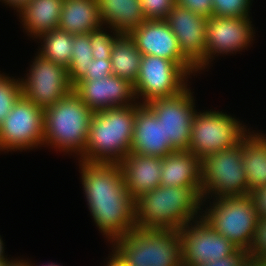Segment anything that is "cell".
<instances>
[{
    "label": "cell",
    "instance_id": "1",
    "mask_svg": "<svg viewBox=\"0 0 266 266\" xmlns=\"http://www.w3.org/2000/svg\"><path fill=\"white\" fill-rule=\"evenodd\" d=\"M81 182L97 228L110 243L136 228L135 200L129 194L119 163L80 160Z\"/></svg>",
    "mask_w": 266,
    "mask_h": 266
},
{
    "label": "cell",
    "instance_id": "2",
    "mask_svg": "<svg viewBox=\"0 0 266 266\" xmlns=\"http://www.w3.org/2000/svg\"><path fill=\"white\" fill-rule=\"evenodd\" d=\"M201 205L202 199L188 186L156 187L135 200L136 228L180 230L201 217Z\"/></svg>",
    "mask_w": 266,
    "mask_h": 266
},
{
    "label": "cell",
    "instance_id": "3",
    "mask_svg": "<svg viewBox=\"0 0 266 266\" xmlns=\"http://www.w3.org/2000/svg\"><path fill=\"white\" fill-rule=\"evenodd\" d=\"M138 102L94 112L84 155L85 162L119 163L131 150Z\"/></svg>",
    "mask_w": 266,
    "mask_h": 266
},
{
    "label": "cell",
    "instance_id": "4",
    "mask_svg": "<svg viewBox=\"0 0 266 266\" xmlns=\"http://www.w3.org/2000/svg\"><path fill=\"white\" fill-rule=\"evenodd\" d=\"M94 112L71 91L54 105L44 109L43 145L70 152L81 158L86 148ZM58 149V150H57Z\"/></svg>",
    "mask_w": 266,
    "mask_h": 266
},
{
    "label": "cell",
    "instance_id": "5",
    "mask_svg": "<svg viewBox=\"0 0 266 266\" xmlns=\"http://www.w3.org/2000/svg\"><path fill=\"white\" fill-rule=\"evenodd\" d=\"M111 243L127 266H182L177 229L135 228Z\"/></svg>",
    "mask_w": 266,
    "mask_h": 266
},
{
    "label": "cell",
    "instance_id": "6",
    "mask_svg": "<svg viewBox=\"0 0 266 266\" xmlns=\"http://www.w3.org/2000/svg\"><path fill=\"white\" fill-rule=\"evenodd\" d=\"M201 217L238 249L247 252L258 219L250 194L213 198Z\"/></svg>",
    "mask_w": 266,
    "mask_h": 266
},
{
    "label": "cell",
    "instance_id": "7",
    "mask_svg": "<svg viewBox=\"0 0 266 266\" xmlns=\"http://www.w3.org/2000/svg\"><path fill=\"white\" fill-rule=\"evenodd\" d=\"M201 194L203 206L212 197L249 194L242 164V141L231 149L206 155L201 160Z\"/></svg>",
    "mask_w": 266,
    "mask_h": 266
},
{
    "label": "cell",
    "instance_id": "8",
    "mask_svg": "<svg viewBox=\"0 0 266 266\" xmlns=\"http://www.w3.org/2000/svg\"><path fill=\"white\" fill-rule=\"evenodd\" d=\"M249 131L240 121L222 111H196L188 150L202 160L206 155L240 144Z\"/></svg>",
    "mask_w": 266,
    "mask_h": 266
},
{
    "label": "cell",
    "instance_id": "9",
    "mask_svg": "<svg viewBox=\"0 0 266 266\" xmlns=\"http://www.w3.org/2000/svg\"><path fill=\"white\" fill-rule=\"evenodd\" d=\"M191 77L179 64L152 55H142L139 74L134 83L136 99L147 104L157 98H170L181 94ZM142 102V103H141Z\"/></svg>",
    "mask_w": 266,
    "mask_h": 266
},
{
    "label": "cell",
    "instance_id": "10",
    "mask_svg": "<svg viewBox=\"0 0 266 266\" xmlns=\"http://www.w3.org/2000/svg\"><path fill=\"white\" fill-rule=\"evenodd\" d=\"M44 109L21 95L0 126V151L43 146Z\"/></svg>",
    "mask_w": 266,
    "mask_h": 266
},
{
    "label": "cell",
    "instance_id": "11",
    "mask_svg": "<svg viewBox=\"0 0 266 266\" xmlns=\"http://www.w3.org/2000/svg\"><path fill=\"white\" fill-rule=\"evenodd\" d=\"M26 79L21 78L22 95L42 109H47L67 96L73 86L67 68L37 53Z\"/></svg>",
    "mask_w": 266,
    "mask_h": 266
},
{
    "label": "cell",
    "instance_id": "12",
    "mask_svg": "<svg viewBox=\"0 0 266 266\" xmlns=\"http://www.w3.org/2000/svg\"><path fill=\"white\" fill-rule=\"evenodd\" d=\"M182 266L215 262L238 248L216 232L202 217L184 224L180 230Z\"/></svg>",
    "mask_w": 266,
    "mask_h": 266
},
{
    "label": "cell",
    "instance_id": "13",
    "mask_svg": "<svg viewBox=\"0 0 266 266\" xmlns=\"http://www.w3.org/2000/svg\"><path fill=\"white\" fill-rule=\"evenodd\" d=\"M163 125L165 141L178 150H188L195 110L193 92L188 87L170 98H157L146 104Z\"/></svg>",
    "mask_w": 266,
    "mask_h": 266
},
{
    "label": "cell",
    "instance_id": "14",
    "mask_svg": "<svg viewBox=\"0 0 266 266\" xmlns=\"http://www.w3.org/2000/svg\"><path fill=\"white\" fill-rule=\"evenodd\" d=\"M250 17H216L207 19L205 69L220 54L231 55L252 44L255 29ZM254 29V30H253ZM211 61V62H210ZM207 66V67H206Z\"/></svg>",
    "mask_w": 266,
    "mask_h": 266
},
{
    "label": "cell",
    "instance_id": "15",
    "mask_svg": "<svg viewBox=\"0 0 266 266\" xmlns=\"http://www.w3.org/2000/svg\"><path fill=\"white\" fill-rule=\"evenodd\" d=\"M129 36L142 55H152L179 64L189 75L197 68L183 55L178 41L166 20H145L133 29Z\"/></svg>",
    "mask_w": 266,
    "mask_h": 266
},
{
    "label": "cell",
    "instance_id": "16",
    "mask_svg": "<svg viewBox=\"0 0 266 266\" xmlns=\"http://www.w3.org/2000/svg\"><path fill=\"white\" fill-rule=\"evenodd\" d=\"M166 21L183 55L197 68L205 69L207 19L175 3Z\"/></svg>",
    "mask_w": 266,
    "mask_h": 266
},
{
    "label": "cell",
    "instance_id": "17",
    "mask_svg": "<svg viewBox=\"0 0 266 266\" xmlns=\"http://www.w3.org/2000/svg\"><path fill=\"white\" fill-rule=\"evenodd\" d=\"M72 91L93 112L138 103L134 84L113 74L101 80L78 81L73 85Z\"/></svg>",
    "mask_w": 266,
    "mask_h": 266
},
{
    "label": "cell",
    "instance_id": "18",
    "mask_svg": "<svg viewBox=\"0 0 266 266\" xmlns=\"http://www.w3.org/2000/svg\"><path fill=\"white\" fill-rule=\"evenodd\" d=\"M174 151L170 141H165L162 123L146 104H141L136 109L130 152L163 158Z\"/></svg>",
    "mask_w": 266,
    "mask_h": 266
},
{
    "label": "cell",
    "instance_id": "19",
    "mask_svg": "<svg viewBox=\"0 0 266 266\" xmlns=\"http://www.w3.org/2000/svg\"><path fill=\"white\" fill-rule=\"evenodd\" d=\"M119 164L125 186L134 200L160 186L163 158L129 152Z\"/></svg>",
    "mask_w": 266,
    "mask_h": 266
},
{
    "label": "cell",
    "instance_id": "20",
    "mask_svg": "<svg viewBox=\"0 0 266 266\" xmlns=\"http://www.w3.org/2000/svg\"><path fill=\"white\" fill-rule=\"evenodd\" d=\"M160 186L190 187L201 199V159L189 150H178L163 157Z\"/></svg>",
    "mask_w": 266,
    "mask_h": 266
},
{
    "label": "cell",
    "instance_id": "21",
    "mask_svg": "<svg viewBox=\"0 0 266 266\" xmlns=\"http://www.w3.org/2000/svg\"><path fill=\"white\" fill-rule=\"evenodd\" d=\"M103 25L119 34H129L145 20L140 0H97ZM109 26V27H108Z\"/></svg>",
    "mask_w": 266,
    "mask_h": 266
},
{
    "label": "cell",
    "instance_id": "22",
    "mask_svg": "<svg viewBox=\"0 0 266 266\" xmlns=\"http://www.w3.org/2000/svg\"><path fill=\"white\" fill-rule=\"evenodd\" d=\"M63 0H30L18 13L28 36L35 39L58 29Z\"/></svg>",
    "mask_w": 266,
    "mask_h": 266
},
{
    "label": "cell",
    "instance_id": "23",
    "mask_svg": "<svg viewBox=\"0 0 266 266\" xmlns=\"http://www.w3.org/2000/svg\"><path fill=\"white\" fill-rule=\"evenodd\" d=\"M103 26L97 0H63L58 28L72 35L87 34Z\"/></svg>",
    "mask_w": 266,
    "mask_h": 266
},
{
    "label": "cell",
    "instance_id": "24",
    "mask_svg": "<svg viewBox=\"0 0 266 266\" xmlns=\"http://www.w3.org/2000/svg\"><path fill=\"white\" fill-rule=\"evenodd\" d=\"M242 164L249 194L266 185V134L249 131L243 138Z\"/></svg>",
    "mask_w": 266,
    "mask_h": 266
},
{
    "label": "cell",
    "instance_id": "25",
    "mask_svg": "<svg viewBox=\"0 0 266 266\" xmlns=\"http://www.w3.org/2000/svg\"><path fill=\"white\" fill-rule=\"evenodd\" d=\"M142 54L129 34H119L111 50L112 74L135 83L139 74Z\"/></svg>",
    "mask_w": 266,
    "mask_h": 266
},
{
    "label": "cell",
    "instance_id": "26",
    "mask_svg": "<svg viewBox=\"0 0 266 266\" xmlns=\"http://www.w3.org/2000/svg\"><path fill=\"white\" fill-rule=\"evenodd\" d=\"M38 38L40 42L42 39L41 44L43 43L42 48L39 47L38 54L66 68L69 66L74 35L58 28L42 34Z\"/></svg>",
    "mask_w": 266,
    "mask_h": 266
},
{
    "label": "cell",
    "instance_id": "27",
    "mask_svg": "<svg viewBox=\"0 0 266 266\" xmlns=\"http://www.w3.org/2000/svg\"><path fill=\"white\" fill-rule=\"evenodd\" d=\"M92 60L89 33L74 35L71 61L67 67L68 80L72 86L85 75Z\"/></svg>",
    "mask_w": 266,
    "mask_h": 266
},
{
    "label": "cell",
    "instance_id": "28",
    "mask_svg": "<svg viewBox=\"0 0 266 266\" xmlns=\"http://www.w3.org/2000/svg\"><path fill=\"white\" fill-rule=\"evenodd\" d=\"M21 95L20 78L14 79L0 73V126Z\"/></svg>",
    "mask_w": 266,
    "mask_h": 266
},
{
    "label": "cell",
    "instance_id": "29",
    "mask_svg": "<svg viewBox=\"0 0 266 266\" xmlns=\"http://www.w3.org/2000/svg\"><path fill=\"white\" fill-rule=\"evenodd\" d=\"M89 35L93 59L110 60L114 40L119 35V33L113 31V35L108 34L106 31L104 32V28L102 26L96 30L91 31Z\"/></svg>",
    "mask_w": 266,
    "mask_h": 266
},
{
    "label": "cell",
    "instance_id": "30",
    "mask_svg": "<svg viewBox=\"0 0 266 266\" xmlns=\"http://www.w3.org/2000/svg\"><path fill=\"white\" fill-rule=\"evenodd\" d=\"M253 0H213L212 16L216 17H250Z\"/></svg>",
    "mask_w": 266,
    "mask_h": 266
},
{
    "label": "cell",
    "instance_id": "31",
    "mask_svg": "<svg viewBox=\"0 0 266 266\" xmlns=\"http://www.w3.org/2000/svg\"><path fill=\"white\" fill-rule=\"evenodd\" d=\"M146 20H166L175 0H140Z\"/></svg>",
    "mask_w": 266,
    "mask_h": 266
},
{
    "label": "cell",
    "instance_id": "32",
    "mask_svg": "<svg viewBox=\"0 0 266 266\" xmlns=\"http://www.w3.org/2000/svg\"><path fill=\"white\" fill-rule=\"evenodd\" d=\"M247 254L252 257L266 258V217H258Z\"/></svg>",
    "mask_w": 266,
    "mask_h": 266
},
{
    "label": "cell",
    "instance_id": "33",
    "mask_svg": "<svg viewBox=\"0 0 266 266\" xmlns=\"http://www.w3.org/2000/svg\"><path fill=\"white\" fill-rule=\"evenodd\" d=\"M112 75L110 60L93 59L87 68L85 75L79 80H101V78Z\"/></svg>",
    "mask_w": 266,
    "mask_h": 266
},
{
    "label": "cell",
    "instance_id": "34",
    "mask_svg": "<svg viewBox=\"0 0 266 266\" xmlns=\"http://www.w3.org/2000/svg\"><path fill=\"white\" fill-rule=\"evenodd\" d=\"M175 2L206 19L212 16L213 0H175Z\"/></svg>",
    "mask_w": 266,
    "mask_h": 266
},
{
    "label": "cell",
    "instance_id": "35",
    "mask_svg": "<svg viewBox=\"0 0 266 266\" xmlns=\"http://www.w3.org/2000/svg\"><path fill=\"white\" fill-rule=\"evenodd\" d=\"M247 255V252L237 249L232 255L224 257L215 262H206L196 266H239L242 259Z\"/></svg>",
    "mask_w": 266,
    "mask_h": 266
},
{
    "label": "cell",
    "instance_id": "36",
    "mask_svg": "<svg viewBox=\"0 0 266 266\" xmlns=\"http://www.w3.org/2000/svg\"><path fill=\"white\" fill-rule=\"evenodd\" d=\"M258 217H266V185L250 193Z\"/></svg>",
    "mask_w": 266,
    "mask_h": 266
},
{
    "label": "cell",
    "instance_id": "37",
    "mask_svg": "<svg viewBox=\"0 0 266 266\" xmlns=\"http://www.w3.org/2000/svg\"><path fill=\"white\" fill-rule=\"evenodd\" d=\"M107 260L108 261L105 266H127L125 262L122 260V258L113 249L111 255L108 256Z\"/></svg>",
    "mask_w": 266,
    "mask_h": 266
},
{
    "label": "cell",
    "instance_id": "38",
    "mask_svg": "<svg viewBox=\"0 0 266 266\" xmlns=\"http://www.w3.org/2000/svg\"><path fill=\"white\" fill-rule=\"evenodd\" d=\"M9 7H12L14 10L19 12L30 0H0Z\"/></svg>",
    "mask_w": 266,
    "mask_h": 266
},
{
    "label": "cell",
    "instance_id": "39",
    "mask_svg": "<svg viewBox=\"0 0 266 266\" xmlns=\"http://www.w3.org/2000/svg\"><path fill=\"white\" fill-rule=\"evenodd\" d=\"M5 266H31L30 262H27V260L22 259H14L9 260Z\"/></svg>",
    "mask_w": 266,
    "mask_h": 266
},
{
    "label": "cell",
    "instance_id": "40",
    "mask_svg": "<svg viewBox=\"0 0 266 266\" xmlns=\"http://www.w3.org/2000/svg\"><path fill=\"white\" fill-rule=\"evenodd\" d=\"M9 258L4 255V242L0 236V260H8Z\"/></svg>",
    "mask_w": 266,
    "mask_h": 266
},
{
    "label": "cell",
    "instance_id": "41",
    "mask_svg": "<svg viewBox=\"0 0 266 266\" xmlns=\"http://www.w3.org/2000/svg\"><path fill=\"white\" fill-rule=\"evenodd\" d=\"M259 266H266V258H259Z\"/></svg>",
    "mask_w": 266,
    "mask_h": 266
},
{
    "label": "cell",
    "instance_id": "42",
    "mask_svg": "<svg viewBox=\"0 0 266 266\" xmlns=\"http://www.w3.org/2000/svg\"><path fill=\"white\" fill-rule=\"evenodd\" d=\"M30 264H31V266H33V265H35V264H33V263H31V261H30ZM35 266H38V265H35ZM39 266H60V265H58V264H54V263H48V264H43V265H39Z\"/></svg>",
    "mask_w": 266,
    "mask_h": 266
},
{
    "label": "cell",
    "instance_id": "43",
    "mask_svg": "<svg viewBox=\"0 0 266 266\" xmlns=\"http://www.w3.org/2000/svg\"><path fill=\"white\" fill-rule=\"evenodd\" d=\"M9 260H0V266H5Z\"/></svg>",
    "mask_w": 266,
    "mask_h": 266
}]
</instances>
